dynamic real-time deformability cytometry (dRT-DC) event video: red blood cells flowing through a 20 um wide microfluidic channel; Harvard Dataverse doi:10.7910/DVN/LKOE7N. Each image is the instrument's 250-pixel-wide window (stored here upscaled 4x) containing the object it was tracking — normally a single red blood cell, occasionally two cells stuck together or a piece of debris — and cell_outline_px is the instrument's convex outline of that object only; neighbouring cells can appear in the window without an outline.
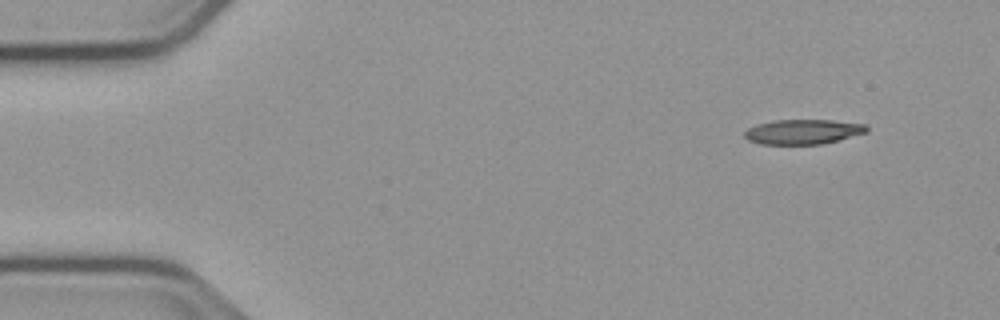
{"species": "common noctule bat (a hibernating species)", "species_latin": "Nyctalus noctula", "temperature_condition": "cold", "stored_images_in_passage": 12, "camera_frame_rate_fps": 3000, "um_per_image_px": 0.085, "animal": {"sex": "male", "body_mass_g": 23.1, "forearm_length_mm": 52.7}, "frame": {"image": 1, "passage_image": 1, "time_ms": 0.0, "image_size_px": [1000, 320], "cell_outline_px": [[868, 132], [824, 144], [760, 144], [748, 140], [744, 136], [744, 132], [748, 128], [756, 124], [776, 120], [832, 120], [868, 124]], "centroid_in_image_um": [68.28, 11.2], "position_along_channel_um": 16.7, "area_um2": 17.8}}